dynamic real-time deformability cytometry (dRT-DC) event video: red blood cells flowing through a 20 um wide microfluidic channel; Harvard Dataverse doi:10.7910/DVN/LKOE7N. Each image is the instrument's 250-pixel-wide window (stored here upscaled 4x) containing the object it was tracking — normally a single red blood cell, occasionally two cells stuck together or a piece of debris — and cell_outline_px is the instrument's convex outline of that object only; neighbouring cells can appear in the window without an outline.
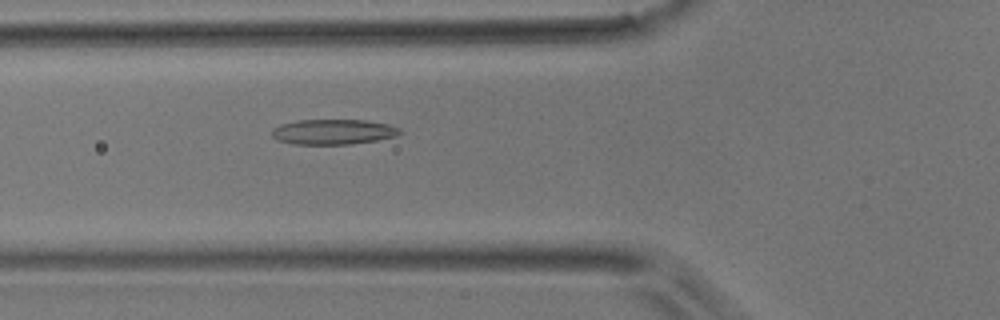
{"species": "common noctule bat (a hibernating species)", "species_latin": "Nyctalus noctula", "temperature_condition": "room temperature", "stored_images_in_passage": 50, "camera_frame_rate_fps": 3000, "um_per_image_px": 0.085, "animal": {"sex": "male", "body_mass_g": 17.9}, "frame": {"image": 1, "passage_image": 18, "time_ms": 5.667, "image_size_px": [1000, 320], "cell_outline_px": [[400, 132], [396, 136], [376, 140], [352, 144], [292, 144], [276, 140], [272, 136], [272, 128], [280, 124], [296, 120], [364, 120], [388, 124], [400, 128]], "centroid_in_image_um": [28.28, 11.2], "position_along_channel_um": 97.5, "area_um2": 18.84}}
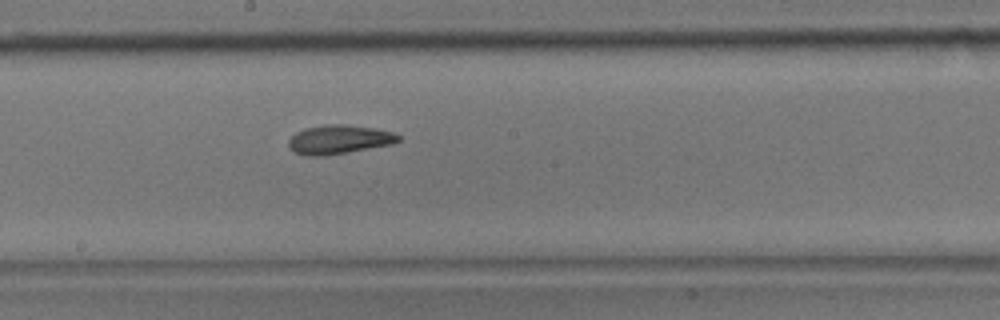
{"frame": {"image": 2, "passage_image": 27, "time_ms": 8.667, "image_size_px": [1000, 320], "cell_outline_px": [[400, 140], [392, 144], [324, 156], [304, 156], [292, 152], [288, 148], [288, 140], [296, 132], [304, 128], [324, 124], [344, 124], [376, 128], [392, 132], [400, 136]], "centroid_in_image_um": [28.76, 11.86], "position_along_channel_um": 219.4, "area_um2": 18.73}}
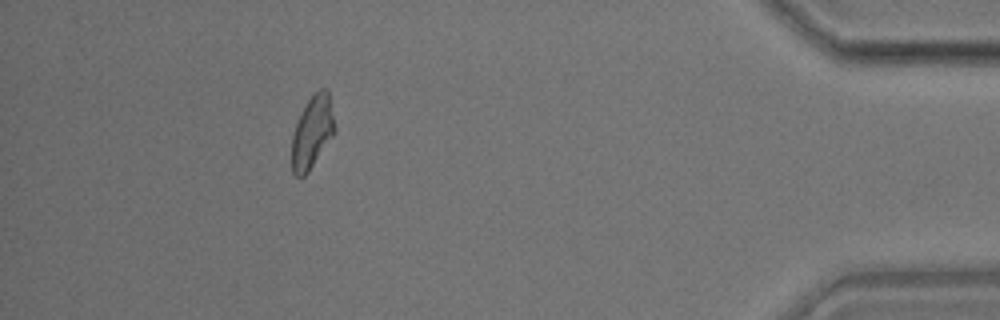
{"frame": {"image": 3, "passage_image": 45, "time_ms": 14.667, "image_size_px": [1000, 320], "cell_outline_px": [[336, 132], [308, 172], [304, 176], [296, 176], [292, 172], [292, 136], [296, 124], [308, 100], [320, 88], [328, 88], [336, 128]], "centroid_in_image_um": [26.57, 11.23], "position_along_channel_um": 408.6, "area_um2": 18.03}}